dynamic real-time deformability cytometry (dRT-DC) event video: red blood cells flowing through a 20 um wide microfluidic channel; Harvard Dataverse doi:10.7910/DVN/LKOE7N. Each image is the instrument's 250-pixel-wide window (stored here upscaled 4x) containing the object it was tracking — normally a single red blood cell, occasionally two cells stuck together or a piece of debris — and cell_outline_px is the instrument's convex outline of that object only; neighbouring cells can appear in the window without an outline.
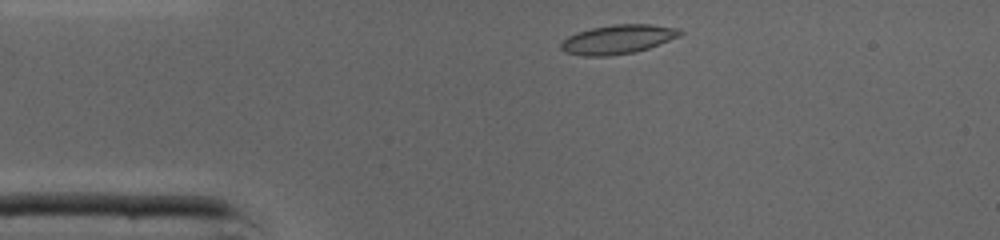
{"species": "common noctule bat (a hibernating species)", "species_latin": "Nyctalus noctula", "temperature_condition": "cold", "stored_images_in_passage": 33, "camera_frame_rate_fps": 3000, "um_per_image_px": 0.085, "animal": {"sex": "male", "body_mass_g": 19.0, "forearm_length_mm": 50.8}, "frame": {"image": 1, "passage_image": 2, "time_ms": 0.333, "image_size_px": [1000, 240], "cell_outline_px": [[684, 32], [680, 36], [648, 48], [632, 52], [608, 56], [580, 56], [564, 52], [560, 48], [560, 44], [568, 36], [576, 32], [592, 28], [612, 24], [652, 24], [676, 28]], "centroid_in_image_um": [52.48, 3.34], "position_along_channel_um": 32.5, "area_um2": 20.17}}
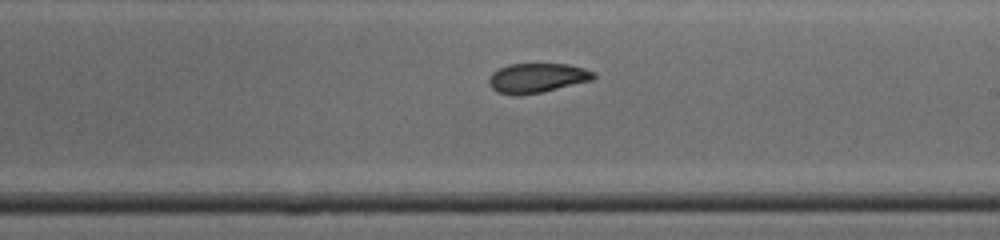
{"frame": {"image": 2, "passage_image": 19, "time_ms": 6.0, "image_size_px": [1000, 240], "cell_outline_px": [[596, 76], [592, 80], [540, 92], [496, 92], [488, 84], [488, 80], [492, 72], [508, 64], [568, 64], [584, 68], [596, 72]], "centroid_in_image_um": [45.69, 6.57], "position_along_channel_um": 243.3, "area_um2": 17.4}}
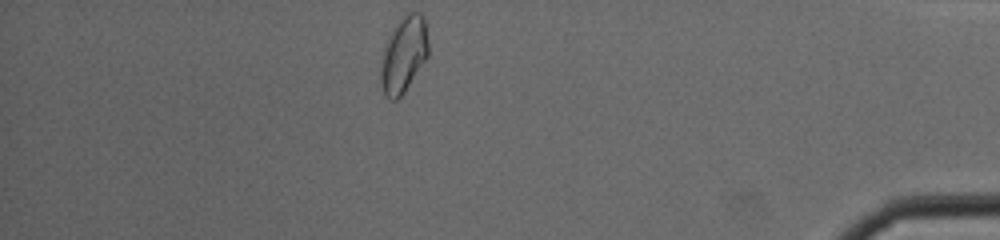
{"frame": {"image": 3, "passage_image": 33, "time_ms": 10.667, "image_size_px": [1000, 240], "cell_outline_px": [[428, 56], [404, 92], [396, 100], [392, 100], [384, 96], [380, 80], [380, 68], [384, 48], [388, 36], [392, 28], [408, 12], [420, 12], [424, 16], [428, 40]], "centroid_in_image_um": [34.31, 4.63], "position_along_channel_um": 400.9, "area_um2": 21.1}, "authors_computed_cell_mechanics": {"area_um2": 18.785, "velocity_mm_per_s": 4.3454, "shape_relaxation_time_tau1_ms": 5.7637, "shape_relaxation_time_tau2_ms": 2.2292, "deformation_change_tau1": 0.1644, "deformation_change_tau2": 0.073}}